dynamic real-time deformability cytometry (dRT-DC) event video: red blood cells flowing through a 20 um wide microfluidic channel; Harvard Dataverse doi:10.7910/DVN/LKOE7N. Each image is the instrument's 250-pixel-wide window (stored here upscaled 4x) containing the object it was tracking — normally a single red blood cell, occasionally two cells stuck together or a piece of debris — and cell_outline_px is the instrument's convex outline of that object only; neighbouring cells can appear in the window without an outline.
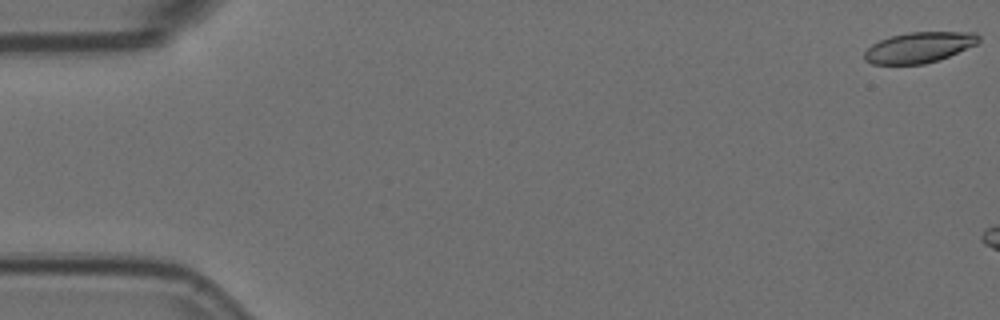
{"species": "Egyptian fruit bat (a non-hibernating species)", "species_latin": "Rousettus aegyptiacus", "temperature_condition": "room temperature", "stored_images_in_passage": 37, "camera_frame_rate_fps": 3000, "um_per_image_px": 0.085, "animal": {"sex": "female"}, "frame": {"image": 1, "passage_image": 1, "time_ms": 0.0, "image_size_px": [1000, 320], "cell_outline_px": [[980, 40], [976, 44], [940, 60], [924, 64], [872, 64], [864, 60], [864, 52], [872, 44], [880, 40], [892, 36], [908, 32], [976, 32], [980, 36]], "centroid_in_image_um": [78.13, 4.03], "position_along_channel_um": 6.9, "area_um2": 20.4}}
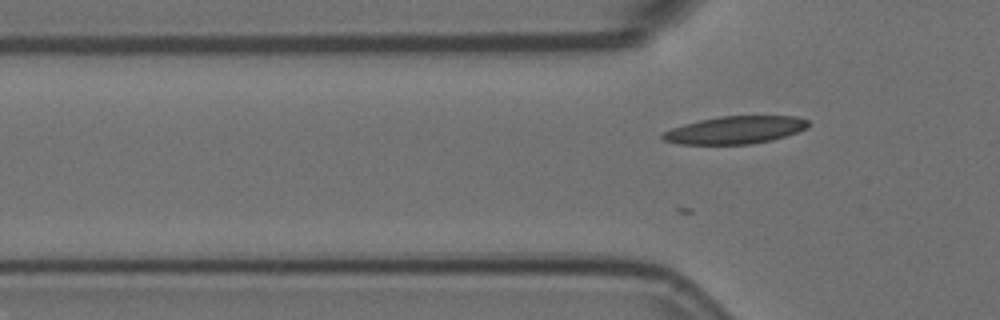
{"frame": {"image": 2, "passage_image": 18, "time_ms": 5.667, "image_size_px": [1000, 320], "cell_outline_px": [[812, 124], [808, 128], [772, 140], [752, 144], [680, 144], [664, 140], [660, 136], [664, 132], [672, 128], [684, 124], [700, 120], [720, 116], [796, 116], [808, 120]], "centroid_in_image_um": [62.53, 11.04], "position_along_channel_um": 63.3, "area_um2": 23.41}}
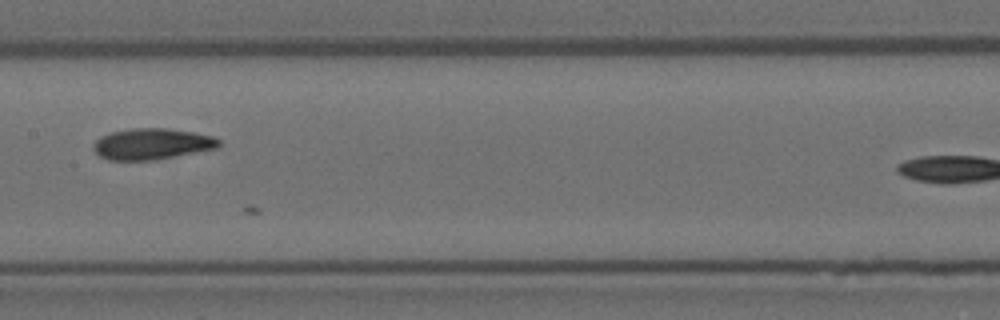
{"frame": {"image": 3, "passage_image": 29, "time_ms": 9.333, "image_size_px": [1000, 320], "cell_outline_px": [[220, 144], [216, 148], [152, 160], [108, 160], [100, 156], [92, 148], [92, 144], [100, 136], [112, 132], [132, 128], [168, 128], [192, 132], [212, 136], [220, 140]], "centroid_in_image_um": [12.87, 12.23], "position_along_channel_um": 194.5, "area_um2": 22.54}}